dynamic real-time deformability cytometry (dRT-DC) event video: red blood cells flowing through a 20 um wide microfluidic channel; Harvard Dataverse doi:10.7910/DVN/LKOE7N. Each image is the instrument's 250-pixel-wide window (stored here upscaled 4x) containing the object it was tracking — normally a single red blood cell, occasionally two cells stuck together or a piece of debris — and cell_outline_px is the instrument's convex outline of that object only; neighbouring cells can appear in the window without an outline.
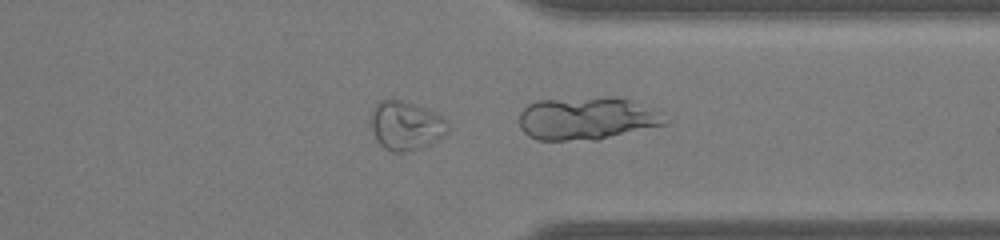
{"species": "common noctule bat (a hibernating species)", "species_latin": "Nyctalus noctula", "temperature_condition": "warm", "stored_images_in_passage": 38, "segment_of_instrument_passage": [2, 2], "camera_frame_rate_fps": 3000, "um_per_image_px": 0.085, "animal": {"sex": "male", "body_mass_g": 19.0, "forearm_length_mm": 50.8}, "frame": {"image": 1, "passage_image": 38, "time_ms": 12.333, "image_size_px": [1000, 240], "cell_outline_px": [[668, 124], [600, 140], [536, 140], [528, 136], [520, 128], [520, 112], [528, 104], [536, 100], [604, 96], [620, 96], [652, 108], [668, 120]], "centroid_in_image_um": [49.89, 10.06], "position_along_channel_um": 361.5, "area_um2": 37.05}}